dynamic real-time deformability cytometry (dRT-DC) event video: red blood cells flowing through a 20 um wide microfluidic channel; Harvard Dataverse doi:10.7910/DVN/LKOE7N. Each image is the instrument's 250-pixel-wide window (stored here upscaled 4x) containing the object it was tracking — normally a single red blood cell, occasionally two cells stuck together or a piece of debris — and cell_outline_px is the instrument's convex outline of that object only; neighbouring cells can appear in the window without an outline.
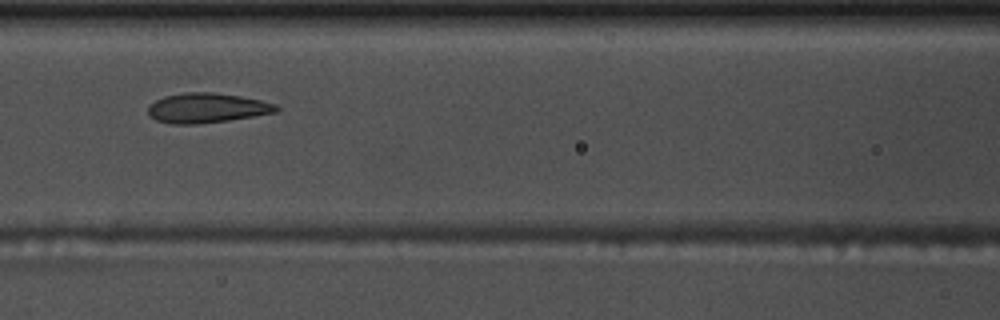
{"species": "common noctule bat (a hibernating species)", "species_latin": "Nyctalus noctula", "temperature_condition": "warm", "stored_images_in_passage": 53, "camera_frame_rate_fps": 3000, "um_per_image_px": 0.085, "animal": {"sex": "male", "body_mass_g": 17.5, "forearm_length_mm": 52.3}, "frame": {"image": 1, "passage_image": 22, "time_ms": 7.0, "image_size_px": [1000, 320], "cell_outline_px": [[280, 112], [228, 120], [196, 124], [172, 124], [156, 120], [148, 116], [148, 108], [156, 100], [164, 96], [184, 92], [212, 92], [240, 96], [260, 100], [276, 104], [280, 108]], "centroid_in_image_um": [17.6, 9.18], "position_along_channel_um": 149.0, "area_um2": 22.31}}
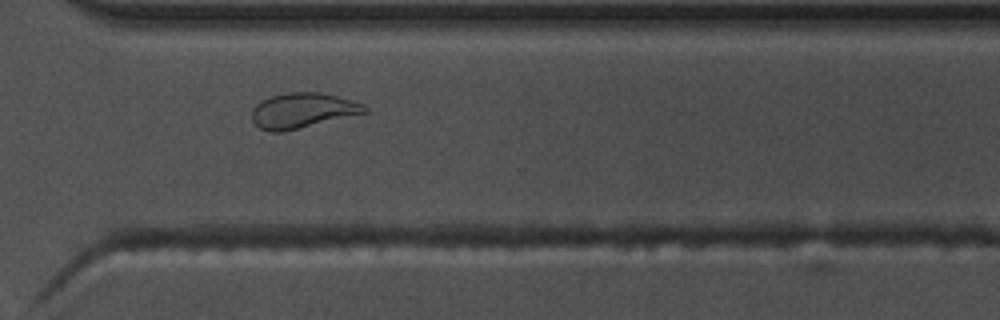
{"frame": {"image": 2, "passage_image": 38, "time_ms": 12.333, "image_size_px": [1000, 320], "cell_outline_px": [[368, 112], [284, 132], [268, 132], [260, 128], [252, 120], [252, 108], [260, 100], [272, 96], [288, 92], [320, 92], [336, 96], [364, 104], [368, 108]], "centroid_in_image_um": [25.69, 9.4], "position_along_channel_um": 344.9, "area_um2": 23.18}}
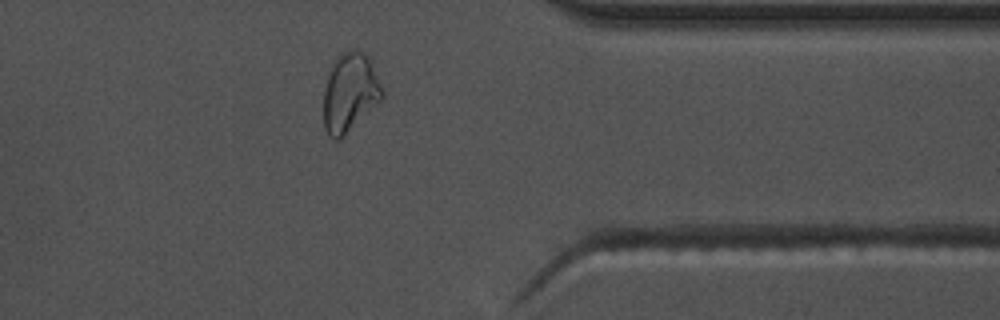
{"frame": {"image": 3, "passage_image": 42, "time_ms": 13.667, "image_size_px": [1000, 320], "cell_outline_px": [[384, 96], [340, 140], [336, 140], [328, 136], [324, 128], [324, 88], [332, 64], [336, 56], [352, 48], [356, 48], [364, 52], [384, 92]], "centroid_in_image_um": [29.7, 7.87], "position_along_channel_um": 381.7, "area_um2": 26.53}, "authors_computed_cell_mechanics": {"area_um2": 23.0622, "velocity_mm_per_s": 3.6815, "shape_relaxation_time_tau1_ms": null, "shape_relaxation_time_tau2_ms": 1.59, "deformation_change_tau1": null, "deformation_change_tau2": 0.0795}}